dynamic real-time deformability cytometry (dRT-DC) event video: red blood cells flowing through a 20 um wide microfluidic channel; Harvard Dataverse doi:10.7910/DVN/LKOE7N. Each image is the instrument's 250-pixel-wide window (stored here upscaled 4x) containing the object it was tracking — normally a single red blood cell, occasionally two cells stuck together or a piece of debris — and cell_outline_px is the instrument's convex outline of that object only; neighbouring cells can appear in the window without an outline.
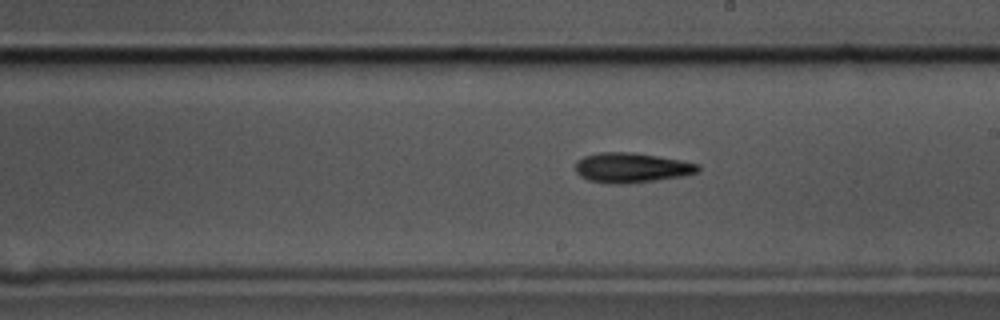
{"species": "common noctule bat (a hibernating species)", "species_latin": "Nyctalus noctula", "temperature_condition": "cold", "stored_images_in_passage": 46, "camera_frame_rate_fps": 3000, "um_per_image_px": 0.085, "animal": {"sex": "male", "body_mass_g": 17.5, "forearm_length_mm": 52.3}, "frame": {"image": 1, "passage_image": 21, "time_ms": 6.667, "image_size_px": [1000, 320], "cell_outline_px": [[700, 168], [696, 172], [684, 176], [628, 184], [612, 184], [588, 180], [580, 176], [576, 172], [576, 160], [584, 156], [600, 152], [636, 152], [680, 160], [700, 164]], "centroid_in_image_um": [53.67, 14.25], "position_along_channel_um": 235.3, "area_um2": 21.5}}
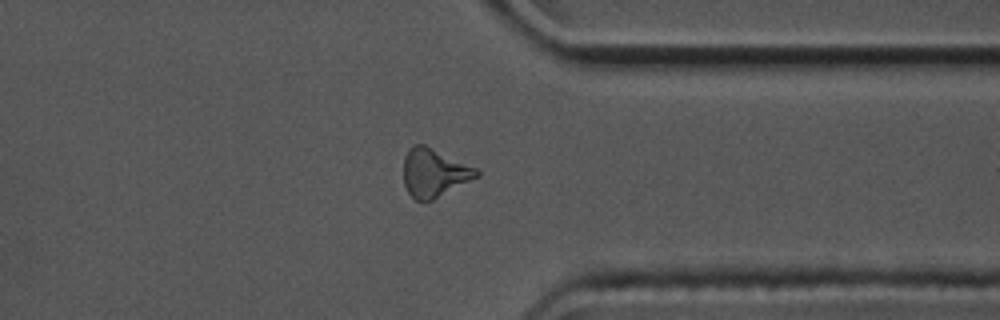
{"frame": {"image": 2, "passage_image": 33, "time_ms": 10.667, "image_size_px": [1000, 320], "cell_outline_px": [[480, 176], [432, 200], [416, 200], [408, 192], [404, 184], [404, 156], [408, 148], [412, 144], [424, 144], [476, 168], [480, 172]], "centroid_in_image_um": [36.89, 14.67], "position_along_channel_um": 374.5, "area_um2": 20.46}}
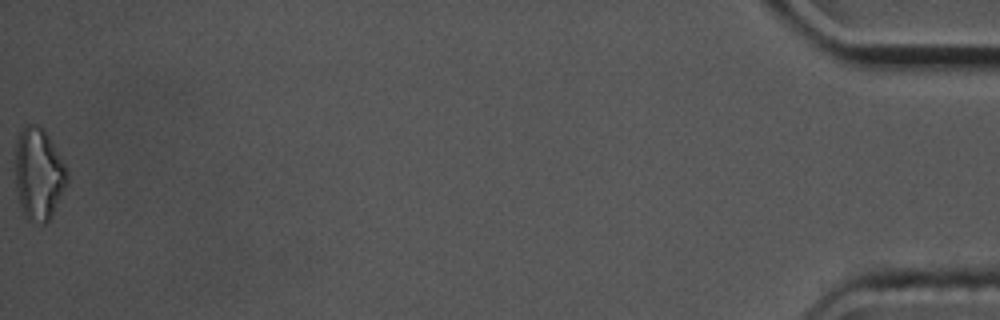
{"frame": {"image": 3, "passage_image": 46, "time_ms": 15.0, "image_size_px": [1000, 320], "cell_outline_px": [[68, 184], [52, 216], [44, 224], [40, 224], [28, 220], [24, 216], [16, 192], [16, 140], [24, 124], [36, 124], [52, 140], [68, 172]], "centroid_in_image_um": [3.29, 14.82], "position_along_channel_um": 431.9, "area_um2": 27.98}, "authors_computed_cell_mechanics": {"area_um2": 20.3167, "velocity_mm_per_s": 3.5767, "shape_relaxation_time_tau1_ms": 5.1401, "shape_relaxation_time_tau2_ms": null, "deformation_change_tau1": 0.1343, "deformation_change_tau2": null}}